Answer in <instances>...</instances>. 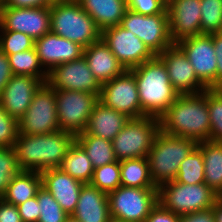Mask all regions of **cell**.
<instances>
[{
    "mask_svg": "<svg viewBox=\"0 0 222 222\" xmlns=\"http://www.w3.org/2000/svg\"><path fill=\"white\" fill-rule=\"evenodd\" d=\"M214 52L217 60L216 88H222V33L213 34Z\"/></svg>",
    "mask_w": 222,
    "mask_h": 222,
    "instance_id": "cell-44",
    "label": "cell"
},
{
    "mask_svg": "<svg viewBox=\"0 0 222 222\" xmlns=\"http://www.w3.org/2000/svg\"><path fill=\"white\" fill-rule=\"evenodd\" d=\"M201 34L222 32V0H200Z\"/></svg>",
    "mask_w": 222,
    "mask_h": 222,
    "instance_id": "cell-33",
    "label": "cell"
},
{
    "mask_svg": "<svg viewBox=\"0 0 222 222\" xmlns=\"http://www.w3.org/2000/svg\"><path fill=\"white\" fill-rule=\"evenodd\" d=\"M110 216L125 222H144L158 203V188L120 186L108 193Z\"/></svg>",
    "mask_w": 222,
    "mask_h": 222,
    "instance_id": "cell-8",
    "label": "cell"
},
{
    "mask_svg": "<svg viewBox=\"0 0 222 222\" xmlns=\"http://www.w3.org/2000/svg\"><path fill=\"white\" fill-rule=\"evenodd\" d=\"M204 160L205 184L216 193L222 190V142L210 140L199 142Z\"/></svg>",
    "mask_w": 222,
    "mask_h": 222,
    "instance_id": "cell-27",
    "label": "cell"
},
{
    "mask_svg": "<svg viewBox=\"0 0 222 222\" xmlns=\"http://www.w3.org/2000/svg\"><path fill=\"white\" fill-rule=\"evenodd\" d=\"M83 56L101 85L126 70L102 38L84 48Z\"/></svg>",
    "mask_w": 222,
    "mask_h": 222,
    "instance_id": "cell-23",
    "label": "cell"
},
{
    "mask_svg": "<svg viewBox=\"0 0 222 222\" xmlns=\"http://www.w3.org/2000/svg\"><path fill=\"white\" fill-rule=\"evenodd\" d=\"M215 222H222V202L220 200H217L212 207Z\"/></svg>",
    "mask_w": 222,
    "mask_h": 222,
    "instance_id": "cell-48",
    "label": "cell"
},
{
    "mask_svg": "<svg viewBox=\"0 0 222 222\" xmlns=\"http://www.w3.org/2000/svg\"><path fill=\"white\" fill-rule=\"evenodd\" d=\"M40 217L37 222H65L69 216L45 188L37 192Z\"/></svg>",
    "mask_w": 222,
    "mask_h": 222,
    "instance_id": "cell-36",
    "label": "cell"
},
{
    "mask_svg": "<svg viewBox=\"0 0 222 222\" xmlns=\"http://www.w3.org/2000/svg\"><path fill=\"white\" fill-rule=\"evenodd\" d=\"M59 168L83 184L91 182L94 172L88 155L76 141L69 148Z\"/></svg>",
    "mask_w": 222,
    "mask_h": 222,
    "instance_id": "cell-29",
    "label": "cell"
},
{
    "mask_svg": "<svg viewBox=\"0 0 222 222\" xmlns=\"http://www.w3.org/2000/svg\"><path fill=\"white\" fill-rule=\"evenodd\" d=\"M19 133L39 135L59 131L55 89L43 83L34 93L25 114L18 120Z\"/></svg>",
    "mask_w": 222,
    "mask_h": 222,
    "instance_id": "cell-10",
    "label": "cell"
},
{
    "mask_svg": "<svg viewBox=\"0 0 222 222\" xmlns=\"http://www.w3.org/2000/svg\"><path fill=\"white\" fill-rule=\"evenodd\" d=\"M90 184L107 194L120 187V161L95 168Z\"/></svg>",
    "mask_w": 222,
    "mask_h": 222,
    "instance_id": "cell-35",
    "label": "cell"
},
{
    "mask_svg": "<svg viewBox=\"0 0 222 222\" xmlns=\"http://www.w3.org/2000/svg\"><path fill=\"white\" fill-rule=\"evenodd\" d=\"M126 115L98 102L90 115L86 132L112 141L129 121Z\"/></svg>",
    "mask_w": 222,
    "mask_h": 222,
    "instance_id": "cell-24",
    "label": "cell"
},
{
    "mask_svg": "<svg viewBox=\"0 0 222 222\" xmlns=\"http://www.w3.org/2000/svg\"><path fill=\"white\" fill-rule=\"evenodd\" d=\"M76 136L68 131L48 134L22 135L14 143L18 167L21 171H37L59 168Z\"/></svg>",
    "mask_w": 222,
    "mask_h": 222,
    "instance_id": "cell-2",
    "label": "cell"
},
{
    "mask_svg": "<svg viewBox=\"0 0 222 222\" xmlns=\"http://www.w3.org/2000/svg\"><path fill=\"white\" fill-rule=\"evenodd\" d=\"M0 222H22L17 206L0 199Z\"/></svg>",
    "mask_w": 222,
    "mask_h": 222,
    "instance_id": "cell-43",
    "label": "cell"
},
{
    "mask_svg": "<svg viewBox=\"0 0 222 222\" xmlns=\"http://www.w3.org/2000/svg\"><path fill=\"white\" fill-rule=\"evenodd\" d=\"M120 26L140 38L154 55H159L174 43L170 38L167 9L156 15L125 11Z\"/></svg>",
    "mask_w": 222,
    "mask_h": 222,
    "instance_id": "cell-11",
    "label": "cell"
},
{
    "mask_svg": "<svg viewBox=\"0 0 222 222\" xmlns=\"http://www.w3.org/2000/svg\"><path fill=\"white\" fill-rule=\"evenodd\" d=\"M130 70L134 73L138 88L141 117L159 118L179 95L169 81L163 61L155 55Z\"/></svg>",
    "mask_w": 222,
    "mask_h": 222,
    "instance_id": "cell-3",
    "label": "cell"
},
{
    "mask_svg": "<svg viewBox=\"0 0 222 222\" xmlns=\"http://www.w3.org/2000/svg\"><path fill=\"white\" fill-rule=\"evenodd\" d=\"M218 200V193L205 183L183 184L175 180L158 187V202L178 216L210 209Z\"/></svg>",
    "mask_w": 222,
    "mask_h": 222,
    "instance_id": "cell-6",
    "label": "cell"
},
{
    "mask_svg": "<svg viewBox=\"0 0 222 222\" xmlns=\"http://www.w3.org/2000/svg\"><path fill=\"white\" fill-rule=\"evenodd\" d=\"M121 186L134 188H158L150 175L147 158H132L120 161Z\"/></svg>",
    "mask_w": 222,
    "mask_h": 222,
    "instance_id": "cell-30",
    "label": "cell"
},
{
    "mask_svg": "<svg viewBox=\"0 0 222 222\" xmlns=\"http://www.w3.org/2000/svg\"><path fill=\"white\" fill-rule=\"evenodd\" d=\"M218 200L222 202V190L218 193Z\"/></svg>",
    "mask_w": 222,
    "mask_h": 222,
    "instance_id": "cell-50",
    "label": "cell"
},
{
    "mask_svg": "<svg viewBox=\"0 0 222 222\" xmlns=\"http://www.w3.org/2000/svg\"><path fill=\"white\" fill-rule=\"evenodd\" d=\"M109 222H125V221H119V220L111 218V220Z\"/></svg>",
    "mask_w": 222,
    "mask_h": 222,
    "instance_id": "cell-51",
    "label": "cell"
},
{
    "mask_svg": "<svg viewBox=\"0 0 222 222\" xmlns=\"http://www.w3.org/2000/svg\"><path fill=\"white\" fill-rule=\"evenodd\" d=\"M175 181L183 184L205 183L202 151L196 147L180 164Z\"/></svg>",
    "mask_w": 222,
    "mask_h": 222,
    "instance_id": "cell-32",
    "label": "cell"
},
{
    "mask_svg": "<svg viewBox=\"0 0 222 222\" xmlns=\"http://www.w3.org/2000/svg\"><path fill=\"white\" fill-rule=\"evenodd\" d=\"M160 131L199 142L210 140L207 89L196 94H179L159 117Z\"/></svg>",
    "mask_w": 222,
    "mask_h": 222,
    "instance_id": "cell-1",
    "label": "cell"
},
{
    "mask_svg": "<svg viewBox=\"0 0 222 222\" xmlns=\"http://www.w3.org/2000/svg\"><path fill=\"white\" fill-rule=\"evenodd\" d=\"M19 134L18 120L0 105V147H13Z\"/></svg>",
    "mask_w": 222,
    "mask_h": 222,
    "instance_id": "cell-39",
    "label": "cell"
},
{
    "mask_svg": "<svg viewBox=\"0 0 222 222\" xmlns=\"http://www.w3.org/2000/svg\"><path fill=\"white\" fill-rule=\"evenodd\" d=\"M59 129L75 136L86 130L99 96L73 90H55Z\"/></svg>",
    "mask_w": 222,
    "mask_h": 222,
    "instance_id": "cell-9",
    "label": "cell"
},
{
    "mask_svg": "<svg viewBox=\"0 0 222 222\" xmlns=\"http://www.w3.org/2000/svg\"><path fill=\"white\" fill-rule=\"evenodd\" d=\"M34 47L40 63L47 73L59 64L80 59L84 50L79 44L51 31L35 40Z\"/></svg>",
    "mask_w": 222,
    "mask_h": 222,
    "instance_id": "cell-19",
    "label": "cell"
},
{
    "mask_svg": "<svg viewBox=\"0 0 222 222\" xmlns=\"http://www.w3.org/2000/svg\"><path fill=\"white\" fill-rule=\"evenodd\" d=\"M80 222H109L111 220L108 194L89 184H83L71 215Z\"/></svg>",
    "mask_w": 222,
    "mask_h": 222,
    "instance_id": "cell-22",
    "label": "cell"
},
{
    "mask_svg": "<svg viewBox=\"0 0 222 222\" xmlns=\"http://www.w3.org/2000/svg\"><path fill=\"white\" fill-rule=\"evenodd\" d=\"M157 56L163 61L169 81L179 94H196L208 89L197 78L191 63L176 44Z\"/></svg>",
    "mask_w": 222,
    "mask_h": 222,
    "instance_id": "cell-17",
    "label": "cell"
},
{
    "mask_svg": "<svg viewBox=\"0 0 222 222\" xmlns=\"http://www.w3.org/2000/svg\"><path fill=\"white\" fill-rule=\"evenodd\" d=\"M13 75H28L47 82L48 73L43 69L35 47L8 55Z\"/></svg>",
    "mask_w": 222,
    "mask_h": 222,
    "instance_id": "cell-31",
    "label": "cell"
},
{
    "mask_svg": "<svg viewBox=\"0 0 222 222\" xmlns=\"http://www.w3.org/2000/svg\"><path fill=\"white\" fill-rule=\"evenodd\" d=\"M0 30L22 32L37 40L50 32V7L0 8Z\"/></svg>",
    "mask_w": 222,
    "mask_h": 222,
    "instance_id": "cell-16",
    "label": "cell"
},
{
    "mask_svg": "<svg viewBox=\"0 0 222 222\" xmlns=\"http://www.w3.org/2000/svg\"><path fill=\"white\" fill-rule=\"evenodd\" d=\"M13 147H0V199L14 177L20 172Z\"/></svg>",
    "mask_w": 222,
    "mask_h": 222,
    "instance_id": "cell-37",
    "label": "cell"
},
{
    "mask_svg": "<svg viewBox=\"0 0 222 222\" xmlns=\"http://www.w3.org/2000/svg\"><path fill=\"white\" fill-rule=\"evenodd\" d=\"M50 31L86 48L101 39L102 31L77 1H56L50 6Z\"/></svg>",
    "mask_w": 222,
    "mask_h": 222,
    "instance_id": "cell-4",
    "label": "cell"
},
{
    "mask_svg": "<svg viewBox=\"0 0 222 222\" xmlns=\"http://www.w3.org/2000/svg\"><path fill=\"white\" fill-rule=\"evenodd\" d=\"M46 83L55 90L81 91L98 96L101 93V84L91 72L84 56L54 67L48 73Z\"/></svg>",
    "mask_w": 222,
    "mask_h": 222,
    "instance_id": "cell-15",
    "label": "cell"
},
{
    "mask_svg": "<svg viewBox=\"0 0 222 222\" xmlns=\"http://www.w3.org/2000/svg\"><path fill=\"white\" fill-rule=\"evenodd\" d=\"M42 187L71 216L76 208L83 183L63 172L60 168H51L40 172Z\"/></svg>",
    "mask_w": 222,
    "mask_h": 222,
    "instance_id": "cell-21",
    "label": "cell"
},
{
    "mask_svg": "<svg viewBox=\"0 0 222 222\" xmlns=\"http://www.w3.org/2000/svg\"><path fill=\"white\" fill-rule=\"evenodd\" d=\"M197 145L198 143L192 139L160 131L147 156L154 184L159 187L175 180L180 164Z\"/></svg>",
    "mask_w": 222,
    "mask_h": 222,
    "instance_id": "cell-5",
    "label": "cell"
},
{
    "mask_svg": "<svg viewBox=\"0 0 222 222\" xmlns=\"http://www.w3.org/2000/svg\"><path fill=\"white\" fill-rule=\"evenodd\" d=\"M12 77L13 73L9 63L8 55L0 49V96L2 95L5 86L8 84Z\"/></svg>",
    "mask_w": 222,
    "mask_h": 222,
    "instance_id": "cell-46",
    "label": "cell"
},
{
    "mask_svg": "<svg viewBox=\"0 0 222 222\" xmlns=\"http://www.w3.org/2000/svg\"><path fill=\"white\" fill-rule=\"evenodd\" d=\"M42 187V178L37 171H20L6 189L2 199L18 206L37 195Z\"/></svg>",
    "mask_w": 222,
    "mask_h": 222,
    "instance_id": "cell-26",
    "label": "cell"
},
{
    "mask_svg": "<svg viewBox=\"0 0 222 222\" xmlns=\"http://www.w3.org/2000/svg\"><path fill=\"white\" fill-rule=\"evenodd\" d=\"M42 84L40 79L32 76L13 75L0 96V105L10 116L19 120Z\"/></svg>",
    "mask_w": 222,
    "mask_h": 222,
    "instance_id": "cell-20",
    "label": "cell"
},
{
    "mask_svg": "<svg viewBox=\"0 0 222 222\" xmlns=\"http://www.w3.org/2000/svg\"><path fill=\"white\" fill-rule=\"evenodd\" d=\"M52 0H5L1 8L50 7Z\"/></svg>",
    "mask_w": 222,
    "mask_h": 222,
    "instance_id": "cell-45",
    "label": "cell"
},
{
    "mask_svg": "<svg viewBox=\"0 0 222 222\" xmlns=\"http://www.w3.org/2000/svg\"><path fill=\"white\" fill-rule=\"evenodd\" d=\"M0 49L7 55L34 48L35 40L25 33L17 31H0Z\"/></svg>",
    "mask_w": 222,
    "mask_h": 222,
    "instance_id": "cell-38",
    "label": "cell"
},
{
    "mask_svg": "<svg viewBox=\"0 0 222 222\" xmlns=\"http://www.w3.org/2000/svg\"><path fill=\"white\" fill-rule=\"evenodd\" d=\"M101 31L120 25L127 10L126 0H77Z\"/></svg>",
    "mask_w": 222,
    "mask_h": 222,
    "instance_id": "cell-25",
    "label": "cell"
},
{
    "mask_svg": "<svg viewBox=\"0 0 222 222\" xmlns=\"http://www.w3.org/2000/svg\"><path fill=\"white\" fill-rule=\"evenodd\" d=\"M166 5L169 4L172 0H162Z\"/></svg>",
    "mask_w": 222,
    "mask_h": 222,
    "instance_id": "cell-52",
    "label": "cell"
},
{
    "mask_svg": "<svg viewBox=\"0 0 222 222\" xmlns=\"http://www.w3.org/2000/svg\"><path fill=\"white\" fill-rule=\"evenodd\" d=\"M144 222H180V216L165 209L159 202L151 209Z\"/></svg>",
    "mask_w": 222,
    "mask_h": 222,
    "instance_id": "cell-42",
    "label": "cell"
},
{
    "mask_svg": "<svg viewBox=\"0 0 222 222\" xmlns=\"http://www.w3.org/2000/svg\"><path fill=\"white\" fill-rule=\"evenodd\" d=\"M5 0H0V8L3 6Z\"/></svg>",
    "mask_w": 222,
    "mask_h": 222,
    "instance_id": "cell-53",
    "label": "cell"
},
{
    "mask_svg": "<svg viewBox=\"0 0 222 222\" xmlns=\"http://www.w3.org/2000/svg\"><path fill=\"white\" fill-rule=\"evenodd\" d=\"M176 45L186 55L197 78L208 88H216L217 60L214 52L213 34H201L184 38Z\"/></svg>",
    "mask_w": 222,
    "mask_h": 222,
    "instance_id": "cell-13",
    "label": "cell"
},
{
    "mask_svg": "<svg viewBox=\"0 0 222 222\" xmlns=\"http://www.w3.org/2000/svg\"><path fill=\"white\" fill-rule=\"evenodd\" d=\"M180 222H215L213 209L210 208L181 216Z\"/></svg>",
    "mask_w": 222,
    "mask_h": 222,
    "instance_id": "cell-47",
    "label": "cell"
},
{
    "mask_svg": "<svg viewBox=\"0 0 222 222\" xmlns=\"http://www.w3.org/2000/svg\"><path fill=\"white\" fill-rule=\"evenodd\" d=\"M22 222H37L40 217L37 196L17 206Z\"/></svg>",
    "mask_w": 222,
    "mask_h": 222,
    "instance_id": "cell-41",
    "label": "cell"
},
{
    "mask_svg": "<svg viewBox=\"0 0 222 222\" xmlns=\"http://www.w3.org/2000/svg\"><path fill=\"white\" fill-rule=\"evenodd\" d=\"M99 102L130 119L141 118V105L134 73L126 69L121 75L103 83Z\"/></svg>",
    "mask_w": 222,
    "mask_h": 222,
    "instance_id": "cell-12",
    "label": "cell"
},
{
    "mask_svg": "<svg viewBox=\"0 0 222 222\" xmlns=\"http://www.w3.org/2000/svg\"><path fill=\"white\" fill-rule=\"evenodd\" d=\"M65 222H80V221L75 219L73 216H68Z\"/></svg>",
    "mask_w": 222,
    "mask_h": 222,
    "instance_id": "cell-49",
    "label": "cell"
},
{
    "mask_svg": "<svg viewBox=\"0 0 222 222\" xmlns=\"http://www.w3.org/2000/svg\"><path fill=\"white\" fill-rule=\"evenodd\" d=\"M159 132V118L144 116L129 119L112 140L116 159L123 161L132 158H147Z\"/></svg>",
    "mask_w": 222,
    "mask_h": 222,
    "instance_id": "cell-7",
    "label": "cell"
},
{
    "mask_svg": "<svg viewBox=\"0 0 222 222\" xmlns=\"http://www.w3.org/2000/svg\"><path fill=\"white\" fill-rule=\"evenodd\" d=\"M127 9L142 15L161 14L167 9L162 0H126Z\"/></svg>",
    "mask_w": 222,
    "mask_h": 222,
    "instance_id": "cell-40",
    "label": "cell"
},
{
    "mask_svg": "<svg viewBox=\"0 0 222 222\" xmlns=\"http://www.w3.org/2000/svg\"><path fill=\"white\" fill-rule=\"evenodd\" d=\"M101 38L127 70L155 56L140 38L120 25L104 29Z\"/></svg>",
    "mask_w": 222,
    "mask_h": 222,
    "instance_id": "cell-14",
    "label": "cell"
},
{
    "mask_svg": "<svg viewBox=\"0 0 222 222\" xmlns=\"http://www.w3.org/2000/svg\"><path fill=\"white\" fill-rule=\"evenodd\" d=\"M200 0H172L167 4L170 38L178 41L201 35Z\"/></svg>",
    "mask_w": 222,
    "mask_h": 222,
    "instance_id": "cell-18",
    "label": "cell"
},
{
    "mask_svg": "<svg viewBox=\"0 0 222 222\" xmlns=\"http://www.w3.org/2000/svg\"><path fill=\"white\" fill-rule=\"evenodd\" d=\"M75 141L84 149L94 169L117 161L110 140L83 131L76 135Z\"/></svg>",
    "mask_w": 222,
    "mask_h": 222,
    "instance_id": "cell-28",
    "label": "cell"
},
{
    "mask_svg": "<svg viewBox=\"0 0 222 222\" xmlns=\"http://www.w3.org/2000/svg\"><path fill=\"white\" fill-rule=\"evenodd\" d=\"M210 141L222 142V88L207 89Z\"/></svg>",
    "mask_w": 222,
    "mask_h": 222,
    "instance_id": "cell-34",
    "label": "cell"
}]
</instances>
